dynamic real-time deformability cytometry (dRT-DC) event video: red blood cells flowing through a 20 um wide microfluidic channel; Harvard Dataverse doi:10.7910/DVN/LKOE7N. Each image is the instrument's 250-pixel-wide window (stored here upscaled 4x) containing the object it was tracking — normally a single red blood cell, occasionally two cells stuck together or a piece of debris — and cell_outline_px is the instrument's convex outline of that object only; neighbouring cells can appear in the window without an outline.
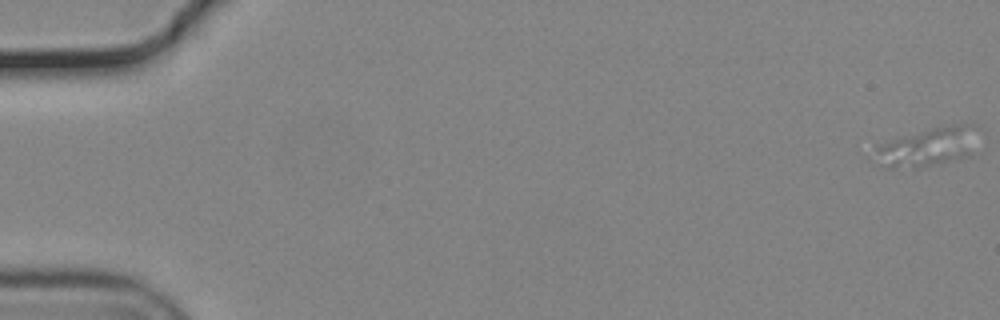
{"species": "common noctule bat (a hibernating species)", "species_latin": "Nyctalus noctula", "temperature_condition": "cold", "stored_images_in_passage": 6, "camera_frame_rate_fps": 3000, "um_per_image_px": 0.085, "animal": {"sex": "male", "body_mass_g": 19.2, "forearm_length_mm": 51.8}, "frame": {"image": 1, "passage_image": 1, "time_ms": 0.0, "image_size_px": [1000, 320], "cell_outline_px": [[972, 124], [968, 156], [932, 164], [912, 168], [884, 168], [868, 160], [876, 144], [932, 128], [956, 124]], "centroid_in_image_um": [78.54, 12.55], "position_along_channel_um": 6.5, "area_um2": 22.6}}
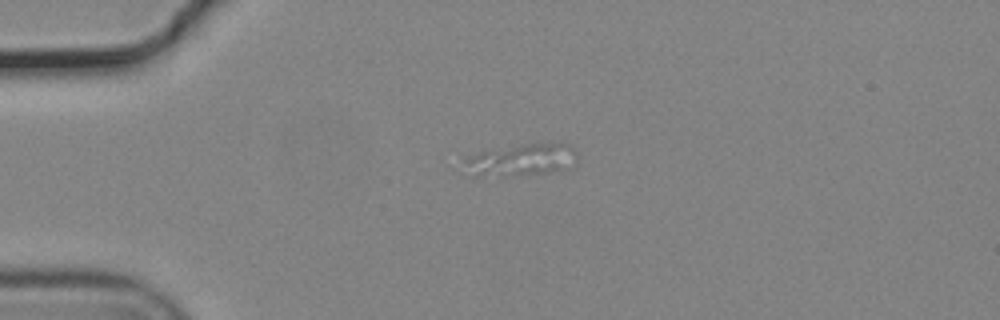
{"frame": {"image": 2, "passage_image": 5, "time_ms": 1.333, "image_size_px": [1000, 320], "cell_outline_px": [[576, 160], [572, 168], [552, 172], [476, 176], [472, 176], [468, 160], [472, 156], [480, 152], [524, 144], [568, 144], [576, 152]], "centroid_in_image_um": [44.47, 13.59], "position_along_channel_um": 40.5, "area_um2": 19.94}}